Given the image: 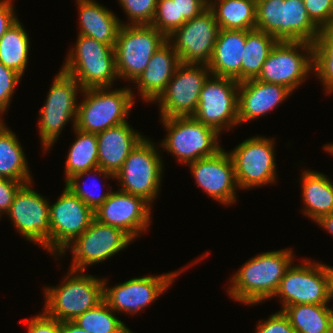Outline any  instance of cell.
Segmentation results:
<instances>
[{
    "mask_svg": "<svg viewBox=\"0 0 333 333\" xmlns=\"http://www.w3.org/2000/svg\"><path fill=\"white\" fill-rule=\"evenodd\" d=\"M82 87L75 78L60 70L39 110L38 130L42 149L46 152L54 145L68 121L75 127L78 99ZM77 102V103H76Z\"/></svg>",
    "mask_w": 333,
    "mask_h": 333,
    "instance_id": "52a82bcc",
    "label": "cell"
},
{
    "mask_svg": "<svg viewBox=\"0 0 333 333\" xmlns=\"http://www.w3.org/2000/svg\"><path fill=\"white\" fill-rule=\"evenodd\" d=\"M72 143L65 162V182L72 176L99 167L97 134L73 128Z\"/></svg>",
    "mask_w": 333,
    "mask_h": 333,
    "instance_id": "d6a6232c",
    "label": "cell"
},
{
    "mask_svg": "<svg viewBox=\"0 0 333 333\" xmlns=\"http://www.w3.org/2000/svg\"><path fill=\"white\" fill-rule=\"evenodd\" d=\"M301 174L303 214L315 222L333 212V182L324 173L304 170Z\"/></svg>",
    "mask_w": 333,
    "mask_h": 333,
    "instance_id": "484cf974",
    "label": "cell"
},
{
    "mask_svg": "<svg viewBox=\"0 0 333 333\" xmlns=\"http://www.w3.org/2000/svg\"><path fill=\"white\" fill-rule=\"evenodd\" d=\"M25 183L7 178H0V218L9 212L14 196Z\"/></svg>",
    "mask_w": 333,
    "mask_h": 333,
    "instance_id": "f6af8a7d",
    "label": "cell"
},
{
    "mask_svg": "<svg viewBox=\"0 0 333 333\" xmlns=\"http://www.w3.org/2000/svg\"><path fill=\"white\" fill-rule=\"evenodd\" d=\"M22 76L14 70L5 67L0 62V110L4 113L8 110L14 91Z\"/></svg>",
    "mask_w": 333,
    "mask_h": 333,
    "instance_id": "f35d334b",
    "label": "cell"
},
{
    "mask_svg": "<svg viewBox=\"0 0 333 333\" xmlns=\"http://www.w3.org/2000/svg\"><path fill=\"white\" fill-rule=\"evenodd\" d=\"M323 147H324V150H326L328 153L333 155V143L332 144H326Z\"/></svg>",
    "mask_w": 333,
    "mask_h": 333,
    "instance_id": "f907efd6",
    "label": "cell"
},
{
    "mask_svg": "<svg viewBox=\"0 0 333 333\" xmlns=\"http://www.w3.org/2000/svg\"><path fill=\"white\" fill-rule=\"evenodd\" d=\"M166 41L167 37L151 24L122 25L114 46L118 79L132 84Z\"/></svg>",
    "mask_w": 333,
    "mask_h": 333,
    "instance_id": "9c48e42d",
    "label": "cell"
},
{
    "mask_svg": "<svg viewBox=\"0 0 333 333\" xmlns=\"http://www.w3.org/2000/svg\"><path fill=\"white\" fill-rule=\"evenodd\" d=\"M114 313L115 311L103 300L72 322L90 333H134Z\"/></svg>",
    "mask_w": 333,
    "mask_h": 333,
    "instance_id": "836d02e7",
    "label": "cell"
},
{
    "mask_svg": "<svg viewBox=\"0 0 333 333\" xmlns=\"http://www.w3.org/2000/svg\"><path fill=\"white\" fill-rule=\"evenodd\" d=\"M308 16L321 30L333 22V0H303Z\"/></svg>",
    "mask_w": 333,
    "mask_h": 333,
    "instance_id": "ab89813d",
    "label": "cell"
},
{
    "mask_svg": "<svg viewBox=\"0 0 333 333\" xmlns=\"http://www.w3.org/2000/svg\"><path fill=\"white\" fill-rule=\"evenodd\" d=\"M313 55H333V22L320 30L313 43Z\"/></svg>",
    "mask_w": 333,
    "mask_h": 333,
    "instance_id": "bcb514c9",
    "label": "cell"
},
{
    "mask_svg": "<svg viewBox=\"0 0 333 333\" xmlns=\"http://www.w3.org/2000/svg\"><path fill=\"white\" fill-rule=\"evenodd\" d=\"M215 1H217V0H205V3L207 5V7H209Z\"/></svg>",
    "mask_w": 333,
    "mask_h": 333,
    "instance_id": "f5cc1de1",
    "label": "cell"
},
{
    "mask_svg": "<svg viewBox=\"0 0 333 333\" xmlns=\"http://www.w3.org/2000/svg\"><path fill=\"white\" fill-rule=\"evenodd\" d=\"M16 134L6 126L0 129V177L23 183L33 181L29 164Z\"/></svg>",
    "mask_w": 333,
    "mask_h": 333,
    "instance_id": "83f0119b",
    "label": "cell"
},
{
    "mask_svg": "<svg viewBox=\"0 0 333 333\" xmlns=\"http://www.w3.org/2000/svg\"><path fill=\"white\" fill-rule=\"evenodd\" d=\"M181 64L172 45L166 41L150 58L146 69L133 82L139 95L147 103L154 102L166 88Z\"/></svg>",
    "mask_w": 333,
    "mask_h": 333,
    "instance_id": "603a6c76",
    "label": "cell"
},
{
    "mask_svg": "<svg viewBox=\"0 0 333 333\" xmlns=\"http://www.w3.org/2000/svg\"><path fill=\"white\" fill-rule=\"evenodd\" d=\"M68 271L60 285L43 289L46 299L43 310L60 322L73 321L104 300V278L87 275L83 270Z\"/></svg>",
    "mask_w": 333,
    "mask_h": 333,
    "instance_id": "7a4b0ae2",
    "label": "cell"
},
{
    "mask_svg": "<svg viewBox=\"0 0 333 333\" xmlns=\"http://www.w3.org/2000/svg\"><path fill=\"white\" fill-rule=\"evenodd\" d=\"M152 205L144 198L127 192L111 191L108 199L94 211L95 220L119 228L133 240L151 224Z\"/></svg>",
    "mask_w": 333,
    "mask_h": 333,
    "instance_id": "d6986e66",
    "label": "cell"
},
{
    "mask_svg": "<svg viewBox=\"0 0 333 333\" xmlns=\"http://www.w3.org/2000/svg\"><path fill=\"white\" fill-rule=\"evenodd\" d=\"M79 15V35H85L115 46L122 20L95 0H76Z\"/></svg>",
    "mask_w": 333,
    "mask_h": 333,
    "instance_id": "d4e9b609",
    "label": "cell"
},
{
    "mask_svg": "<svg viewBox=\"0 0 333 333\" xmlns=\"http://www.w3.org/2000/svg\"><path fill=\"white\" fill-rule=\"evenodd\" d=\"M182 267L179 271L169 272L162 275H148L136 277L115 286H107L106 278L103 281V296L107 305L117 312L137 314L144 310L152 302H155L165 290L172 285L180 275L182 270L188 266ZM109 287V288H108Z\"/></svg>",
    "mask_w": 333,
    "mask_h": 333,
    "instance_id": "9a60e30c",
    "label": "cell"
},
{
    "mask_svg": "<svg viewBox=\"0 0 333 333\" xmlns=\"http://www.w3.org/2000/svg\"><path fill=\"white\" fill-rule=\"evenodd\" d=\"M255 333H295V330L288 317L280 310L270 315L267 320L259 321Z\"/></svg>",
    "mask_w": 333,
    "mask_h": 333,
    "instance_id": "b9f144b4",
    "label": "cell"
},
{
    "mask_svg": "<svg viewBox=\"0 0 333 333\" xmlns=\"http://www.w3.org/2000/svg\"><path fill=\"white\" fill-rule=\"evenodd\" d=\"M313 71V44L278 41L256 78L265 83L279 84L291 92L299 88Z\"/></svg>",
    "mask_w": 333,
    "mask_h": 333,
    "instance_id": "8fae6325",
    "label": "cell"
},
{
    "mask_svg": "<svg viewBox=\"0 0 333 333\" xmlns=\"http://www.w3.org/2000/svg\"><path fill=\"white\" fill-rule=\"evenodd\" d=\"M274 141V138L257 135L245 139L228 152L240 189L260 188L277 181Z\"/></svg>",
    "mask_w": 333,
    "mask_h": 333,
    "instance_id": "30bf717a",
    "label": "cell"
},
{
    "mask_svg": "<svg viewBox=\"0 0 333 333\" xmlns=\"http://www.w3.org/2000/svg\"><path fill=\"white\" fill-rule=\"evenodd\" d=\"M208 8L213 12L219 29H255L256 0H217Z\"/></svg>",
    "mask_w": 333,
    "mask_h": 333,
    "instance_id": "f1b7e54d",
    "label": "cell"
},
{
    "mask_svg": "<svg viewBox=\"0 0 333 333\" xmlns=\"http://www.w3.org/2000/svg\"><path fill=\"white\" fill-rule=\"evenodd\" d=\"M209 75L210 70L205 64L181 63L164 91L153 102H158L161 118L193 116Z\"/></svg>",
    "mask_w": 333,
    "mask_h": 333,
    "instance_id": "5bb4252c",
    "label": "cell"
},
{
    "mask_svg": "<svg viewBox=\"0 0 333 333\" xmlns=\"http://www.w3.org/2000/svg\"><path fill=\"white\" fill-rule=\"evenodd\" d=\"M41 313L25 319L27 333H61V322L49 316L44 310Z\"/></svg>",
    "mask_w": 333,
    "mask_h": 333,
    "instance_id": "7bdbcfd3",
    "label": "cell"
},
{
    "mask_svg": "<svg viewBox=\"0 0 333 333\" xmlns=\"http://www.w3.org/2000/svg\"><path fill=\"white\" fill-rule=\"evenodd\" d=\"M151 25L166 37L176 30L178 28L177 0H157L156 14Z\"/></svg>",
    "mask_w": 333,
    "mask_h": 333,
    "instance_id": "74e56055",
    "label": "cell"
},
{
    "mask_svg": "<svg viewBox=\"0 0 333 333\" xmlns=\"http://www.w3.org/2000/svg\"><path fill=\"white\" fill-rule=\"evenodd\" d=\"M32 183L18 189L7 216L27 241L50 253V201L33 190Z\"/></svg>",
    "mask_w": 333,
    "mask_h": 333,
    "instance_id": "2e32d148",
    "label": "cell"
},
{
    "mask_svg": "<svg viewBox=\"0 0 333 333\" xmlns=\"http://www.w3.org/2000/svg\"><path fill=\"white\" fill-rule=\"evenodd\" d=\"M131 88L110 87L83 89L84 96L78 104L75 128L88 133H100L110 127L127 122L135 104Z\"/></svg>",
    "mask_w": 333,
    "mask_h": 333,
    "instance_id": "277c9868",
    "label": "cell"
},
{
    "mask_svg": "<svg viewBox=\"0 0 333 333\" xmlns=\"http://www.w3.org/2000/svg\"><path fill=\"white\" fill-rule=\"evenodd\" d=\"M278 41L270 34L258 29L246 31V41L241 65V82L255 79L271 50Z\"/></svg>",
    "mask_w": 333,
    "mask_h": 333,
    "instance_id": "1f68e13d",
    "label": "cell"
},
{
    "mask_svg": "<svg viewBox=\"0 0 333 333\" xmlns=\"http://www.w3.org/2000/svg\"><path fill=\"white\" fill-rule=\"evenodd\" d=\"M284 0H256L255 29L281 41L282 4Z\"/></svg>",
    "mask_w": 333,
    "mask_h": 333,
    "instance_id": "d590c367",
    "label": "cell"
},
{
    "mask_svg": "<svg viewBox=\"0 0 333 333\" xmlns=\"http://www.w3.org/2000/svg\"><path fill=\"white\" fill-rule=\"evenodd\" d=\"M92 174H93V178H95L94 175L97 174V175L103 176V178H105V179L112 178L115 180V175H113L107 171H104L100 167H97V168L87 170L85 172H82V173H79V174H76V175L70 177L65 182V187H67L74 195L78 196L90 209L95 211L108 199L112 190H109L108 192H104L103 194H102V192L97 193V191L99 189L95 187L96 186L95 183H92V186H93L92 188H96L94 191H91L90 187L85 188L86 184L84 185L80 181H82V179L84 177H87V175L92 176ZM81 183H82V185H81ZM85 183H87V182L85 181ZM100 189L102 190V188H100Z\"/></svg>",
    "mask_w": 333,
    "mask_h": 333,
    "instance_id": "e575fe53",
    "label": "cell"
},
{
    "mask_svg": "<svg viewBox=\"0 0 333 333\" xmlns=\"http://www.w3.org/2000/svg\"><path fill=\"white\" fill-rule=\"evenodd\" d=\"M211 76L203 84L199 103L192 117L221 134L223 130L239 125V82L230 77Z\"/></svg>",
    "mask_w": 333,
    "mask_h": 333,
    "instance_id": "7c38bea8",
    "label": "cell"
},
{
    "mask_svg": "<svg viewBox=\"0 0 333 333\" xmlns=\"http://www.w3.org/2000/svg\"><path fill=\"white\" fill-rule=\"evenodd\" d=\"M328 333H333V327L328 331Z\"/></svg>",
    "mask_w": 333,
    "mask_h": 333,
    "instance_id": "11a10c76",
    "label": "cell"
},
{
    "mask_svg": "<svg viewBox=\"0 0 333 333\" xmlns=\"http://www.w3.org/2000/svg\"><path fill=\"white\" fill-rule=\"evenodd\" d=\"M127 16V25L151 24L157 8V0H117ZM130 21V22H129Z\"/></svg>",
    "mask_w": 333,
    "mask_h": 333,
    "instance_id": "8d00e7d4",
    "label": "cell"
},
{
    "mask_svg": "<svg viewBox=\"0 0 333 333\" xmlns=\"http://www.w3.org/2000/svg\"><path fill=\"white\" fill-rule=\"evenodd\" d=\"M292 92L279 84L249 79L239 82L238 123H247L271 113L288 98Z\"/></svg>",
    "mask_w": 333,
    "mask_h": 333,
    "instance_id": "44dd1931",
    "label": "cell"
},
{
    "mask_svg": "<svg viewBox=\"0 0 333 333\" xmlns=\"http://www.w3.org/2000/svg\"><path fill=\"white\" fill-rule=\"evenodd\" d=\"M154 142L146 136L129 153L115 174L119 190L140 196L152 204L157 199L163 175V161Z\"/></svg>",
    "mask_w": 333,
    "mask_h": 333,
    "instance_id": "ba28073f",
    "label": "cell"
},
{
    "mask_svg": "<svg viewBox=\"0 0 333 333\" xmlns=\"http://www.w3.org/2000/svg\"><path fill=\"white\" fill-rule=\"evenodd\" d=\"M315 223L333 236V212L319 217Z\"/></svg>",
    "mask_w": 333,
    "mask_h": 333,
    "instance_id": "c3c4849f",
    "label": "cell"
},
{
    "mask_svg": "<svg viewBox=\"0 0 333 333\" xmlns=\"http://www.w3.org/2000/svg\"><path fill=\"white\" fill-rule=\"evenodd\" d=\"M167 130L161 148L170 152L177 161L188 164L215 155L222 149L219 133L192 116L161 118Z\"/></svg>",
    "mask_w": 333,
    "mask_h": 333,
    "instance_id": "8992f818",
    "label": "cell"
},
{
    "mask_svg": "<svg viewBox=\"0 0 333 333\" xmlns=\"http://www.w3.org/2000/svg\"><path fill=\"white\" fill-rule=\"evenodd\" d=\"M178 28L186 21L200 15L208 7L205 0H177Z\"/></svg>",
    "mask_w": 333,
    "mask_h": 333,
    "instance_id": "ee69618b",
    "label": "cell"
},
{
    "mask_svg": "<svg viewBox=\"0 0 333 333\" xmlns=\"http://www.w3.org/2000/svg\"><path fill=\"white\" fill-rule=\"evenodd\" d=\"M223 148L215 155L188 163L191 174L198 187L215 201L232 205L237 200L239 189L234 171V164L228 152Z\"/></svg>",
    "mask_w": 333,
    "mask_h": 333,
    "instance_id": "ffe728a7",
    "label": "cell"
},
{
    "mask_svg": "<svg viewBox=\"0 0 333 333\" xmlns=\"http://www.w3.org/2000/svg\"><path fill=\"white\" fill-rule=\"evenodd\" d=\"M13 0H0V39L19 19L15 13Z\"/></svg>",
    "mask_w": 333,
    "mask_h": 333,
    "instance_id": "7dc6e473",
    "label": "cell"
},
{
    "mask_svg": "<svg viewBox=\"0 0 333 333\" xmlns=\"http://www.w3.org/2000/svg\"><path fill=\"white\" fill-rule=\"evenodd\" d=\"M304 259L285 271L274 298L279 297L281 311L296 304L329 305L332 293V267ZM313 262V263H312Z\"/></svg>",
    "mask_w": 333,
    "mask_h": 333,
    "instance_id": "5b68a950",
    "label": "cell"
},
{
    "mask_svg": "<svg viewBox=\"0 0 333 333\" xmlns=\"http://www.w3.org/2000/svg\"><path fill=\"white\" fill-rule=\"evenodd\" d=\"M61 333H90L78 327L72 321L61 322Z\"/></svg>",
    "mask_w": 333,
    "mask_h": 333,
    "instance_id": "681fc988",
    "label": "cell"
},
{
    "mask_svg": "<svg viewBox=\"0 0 333 333\" xmlns=\"http://www.w3.org/2000/svg\"><path fill=\"white\" fill-rule=\"evenodd\" d=\"M144 137L128 122L97 133L99 167L115 175L121 169L129 153Z\"/></svg>",
    "mask_w": 333,
    "mask_h": 333,
    "instance_id": "7402d4cb",
    "label": "cell"
},
{
    "mask_svg": "<svg viewBox=\"0 0 333 333\" xmlns=\"http://www.w3.org/2000/svg\"><path fill=\"white\" fill-rule=\"evenodd\" d=\"M313 73L327 94L333 93V55H313Z\"/></svg>",
    "mask_w": 333,
    "mask_h": 333,
    "instance_id": "60d3db41",
    "label": "cell"
},
{
    "mask_svg": "<svg viewBox=\"0 0 333 333\" xmlns=\"http://www.w3.org/2000/svg\"><path fill=\"white\" fill-rule=\"evenodd\" d=\"M332 293H331V298L333 299V267H332Z\"/></svg>",
    "mask_w": 333,
    "mask_h": 333,
    "instance_id": "db71d44e",
    "label": "cell"
},
{
    "mask_svg": "<svg viewBox=\"0 0 333 333\" xmlns=\"http://www.w3.org/2000/svg\"><path fill=\"white\" fill-rule=\"evenodd\" d=\"M291 249L263 252L245 262L230 278L227 293L233 301L254 306L272 299L285 271L295 261Z\"/></svg>",
    "mask_w": 333,
    "mask_h": 333,
    "instance_id": "6da1fadb",
    "label": "cell"
},
{
    "mask_svg": "<svg viewBox=\"0 0 333 333\" xmlns=\"http://www.w3.org/2000/svg\"><path fill=\"white\" fill-rule=\"evenodd\" d=\"M320 29L308 16L303 0H284L281 41L314 43Z\"/></svg>",
    "mask_w": 333,
    "mask_h": 333,
    "instance_id": "4316f807",
    "label": "cell"
},
{
    "mask_svg": "<svg viewBox=\"0 0 333 333\" xmlns=\"http://www.w3.org/2000/svg\"><path fill=\"white\" fill-rule=\"evenodd\" d=\"M2 114H4V112L0 110V129L5 125L4 121L2 120L3 117L1 118V116H3Z\"/></svg>",
    "mask_w": 333,
    "mask_h": 333,
    "instance_id": "816d5d0a",
    "label": "cell"
},
{
    "mask_svg": "<svg viewBox=\"0 0 333 333\" xmlns=\"http://www.w3.org/2000/svg\"><path fill=\"white\" fill-rule=\"evenodd\" d=\"M76 42L61 70L75 78L82 89L112 88L118 78L114 46L79 34Z\"/></svg>",
    "mask_w": 333,
    "mask_h": 333,
    "instance_id": "3957f363",
    "label": "cell"
},
{
    "mask_svg": "<svg viewBox=\"0 0 333 333\" xmlns=\"http://www.w3.org/2000/svg\"><path fill=\"white\" fill-rule=\"evenodd\" d=\"M134 241L123 230L93 220L91 225L75 238L56 257L64 256L69 248L72 252L70 269L85 270L88 266L99 264L119 253Z\"/></svg>",
    "mask_w": 333,
    "mask_h": 333,
    "instance_id": "4fadbf2b",
    "label": "cell"
},
{
    "mask_svg": "<svg viewBox=\"0 0 333 333\" xmlns=\"http://www.w3.org/2000/svg\"><path fill=\"white\" fill-rule=\"evenodd\" d=\"M282 311L295 333H328L333 327V309L329 305L296 304Z\"/></svg>",
    "mask_w": 333,
    "mask_h": 333,
    "instance_id": "f546056e",
    "label": "cell"
},
{
    "mask_svg": "<svg viewBox=\"0 0 333 333\" xmlns=\"http://www.w3.org/2000/svg\"><path fill=\"white\" fill-rule=\"evenodd\" d=\"M218 32L215 16L207 8L174 30L167 41L176 51L181 63L207 65L212 57Z\"/></svg>",
    "mask_w": 333,
    "mask_h": 333,
    "instance_id": "ac0fdd59",
    "label": "cell"
},
{
    "mask_svg": "<svg viewBox=\"0 0 333 333\" xmlns=\"http://www.w3.org/2000/svg\"><path fill=\"white\" fill-rule=\"evenodd\" d=\"M246 30L219 29L212 57L207 64L211 75L230 77L241 82V65Z\"/></svg>",
    "mask_w": 333,
    "mask_h": 333,
    "instance_id": "cb8c5ba5",
    "label": "cell"
},
{
    "mask_svg": "<svg viewBox=\"0 0 333 333\" xmlns=\"http://www.w3.org/2000/svg\"><path fill=\"white\" fill-rule=\"evenodd\" d=\"M27 31L18 20L0 39V62L20 74L24 72L29 62L30 41Z\"/></svg>",
    "mask_w": 333,
    "mask_h": 333,
    "instance_id": "4dcf8cb0",
    "label": "cell"
},
{
    "mask_svg": "<svg viewBox=\"0 0 333 333\" xmlns=\"http://www.w3.org/2000/svg\"><path fill=\"white\" fill-rule=\"evenodd\" d=\"M50 211V253L57 257L95 219L94 211L67 187ZM56 255V256H55Z\"/></svg>",
    "mask_w": 333,
    "mask_h": 333,
    "instance_id": "e0dca14e",
    "label": "cell"
}]
</instances>
